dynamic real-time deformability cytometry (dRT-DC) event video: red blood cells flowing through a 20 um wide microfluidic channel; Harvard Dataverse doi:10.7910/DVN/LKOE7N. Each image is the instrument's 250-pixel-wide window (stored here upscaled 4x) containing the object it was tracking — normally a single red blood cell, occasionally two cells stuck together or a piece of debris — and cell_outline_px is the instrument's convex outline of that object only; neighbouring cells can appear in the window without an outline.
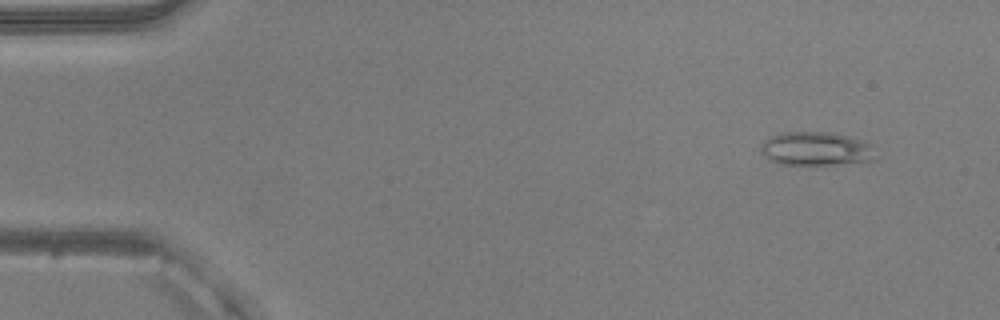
{"species": "common noctule bat (a hibernating species)", "species_latin": "Nyctalus noctula", "temperature_condition": "warm", "stored_images_in_passage": 51, "camera_frame_rate_fps": 3000, "um_per_image_px": 0.085, "animal": {"sex": "male", "body_mass_g": 20.5, "forearm_length_mm": 52.5}, "frame": {"image": 1, "passage_image": 5, "time_ms": 1.333, "image_size_px": [1000, 320], "cell_outline_px": [[868, 160], [840, 164], [776, 164], [768, 160], [764, 156], [760, 148], [764, 140], [772, 136], [784, 132], [828, 132], [848, 136], [864, 140], [868, 144]], "centroid_in_image_um": [69.2, 12.63], "position_along_channel_um": 15.8, "area_um2": 21.79}}
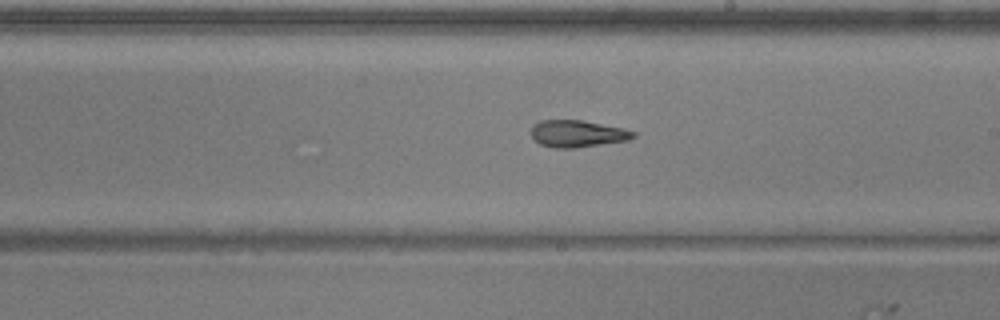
{"frame": {"image": 2, "passage_image": 30, "time_ms": 9.667, "image_size_px": [1000, 320], "cell_outline_px": [[636, 136], [628, 140], [572, 148], [556, 148], [540, 144], [532, 136], [532, 124], [540, 120], [584, 120], [624, 128], [636, 132]], "centroid_in_image_um": [49.09, 11.34], "position_along_channel_um": 239.9, "area_um2": 16.01}}
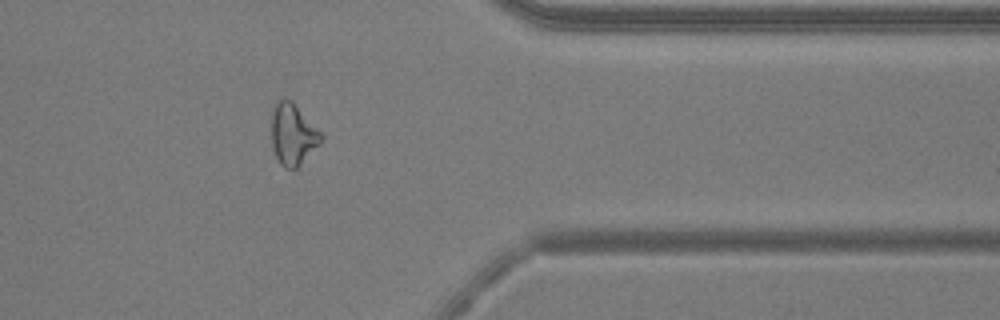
{"frame": {"image": 3, "passage_image": 42, "time_ms": 13.667, "image_size_px": [1000, 320], "cell_outline_px": [[324, 136], [320, 144], [296, 168], [284, 168], [280, 164], [272, 148], [272, 112], [276, 100], [284, 96], [292, 100]], "centroid_in_image_um": [24.88, 11.38], "position_along_channel_um": 386.5, "area_um2": 17.8}, "authors_computed_cell_mechanics": {"area_um2": 17.918, "velocity_mm_per_s": 3.9982, "shape_relaxation_time_tau1_ms": null, "shape_relaxation_time_tau2_ms": 3.7932, "deformation_change_tau1": null, "deformation_change_tau2": 0.1143}}